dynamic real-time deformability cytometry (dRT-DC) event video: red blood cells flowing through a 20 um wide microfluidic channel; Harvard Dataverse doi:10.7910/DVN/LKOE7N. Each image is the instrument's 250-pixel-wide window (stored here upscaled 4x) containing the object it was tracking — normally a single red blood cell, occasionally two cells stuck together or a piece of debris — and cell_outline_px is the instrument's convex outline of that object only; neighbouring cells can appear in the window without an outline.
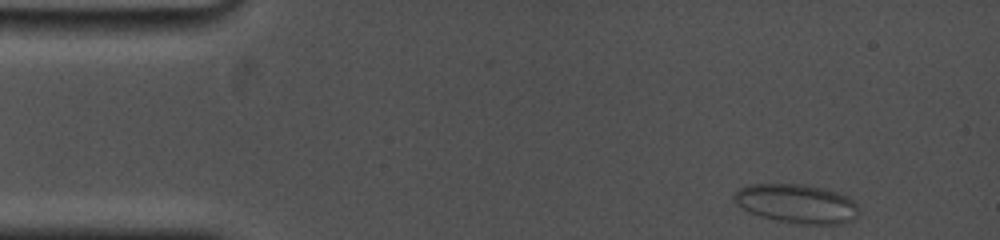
{"species": "common noctule bat (a hibernating species)", "species_latin": "Nyctalus noctula", "temperature_condition": "cold", "stored_images_in_passage": 51, "camera_frame_rate_fps": 5000, "um_per_image_px": 0.085, "animal": {"sex": "female", "body_mass_g": 19.0, "forearm_length_mm": 53.3}, "frame": {"image": 1, "passage_image": 1, "time_ms": 0.0, "image_size_px": [1000, 240], "cell_outline_px": [[860, 212], [852, 220], [840, 224], [800, 224], [776, 220], [760, 216], [744, 208], [736, 200], [736, 192], [740, 188], [752, 184], [804, 184], [824, 188], [840, 192], [848, 196], [856, 204]], "centroid_in_image_um": [67.81, 17.31], "position_along_channel_um": 17.2, "area_um2": 28.09}}
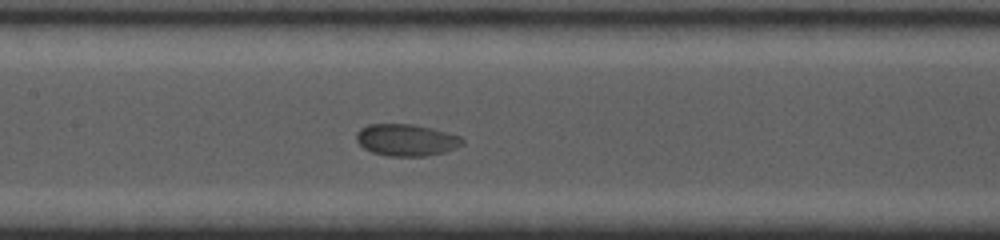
{"frame": {"image": 2, "passage_image": 22, "time_ms": 6.6, "image_size_px": [1000, 240], "cell_outline_px": [[464, 144], [456, 148], [444, 152], [424, 156], [388, 156], [372, 152], [364, 148], [356, 140], [356, 132], [360, 128], [368, 124], [412, 124], [432, 128], [460, 136], [464, 140]], "centroid_in_image_um": [34.53, 11.89], "position_along_channel_um": 172.9, "area_um2": 19.71}}
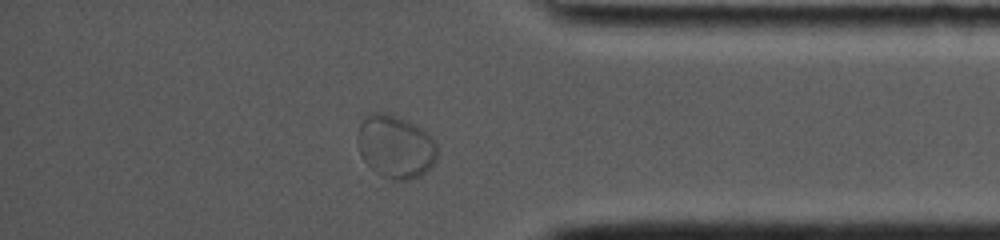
{"frame": {"image": 3, "passage_image": 44, "time_ms": 13.0, "image_size_px": [1000, 240], "cell_outline_px": [[436, 160], [420, 176], [408, 180], [392, 180], [376, 172], [364, 160], [360, 152], [356, 140], [360, 124], [372, 112], [384, 112], [396, 116], [428, 132], [432, 136], [436, 144]], "centroid_in_image_um": [33.61, 12.47], "position_along_channel_um": 401.6, "area_um2": 28.9}, "authors_computed_cell_mechanics": {"area_um2": 21.4438, "velocity_mm_per_s": 3.6597, "shape_relaxation_time_tau1_ms": 5.6229, "shape_relaxation_time_tau2_ms": null, "deformation_change_tau1": 0.0882, "deformation_change_tau2": null}}